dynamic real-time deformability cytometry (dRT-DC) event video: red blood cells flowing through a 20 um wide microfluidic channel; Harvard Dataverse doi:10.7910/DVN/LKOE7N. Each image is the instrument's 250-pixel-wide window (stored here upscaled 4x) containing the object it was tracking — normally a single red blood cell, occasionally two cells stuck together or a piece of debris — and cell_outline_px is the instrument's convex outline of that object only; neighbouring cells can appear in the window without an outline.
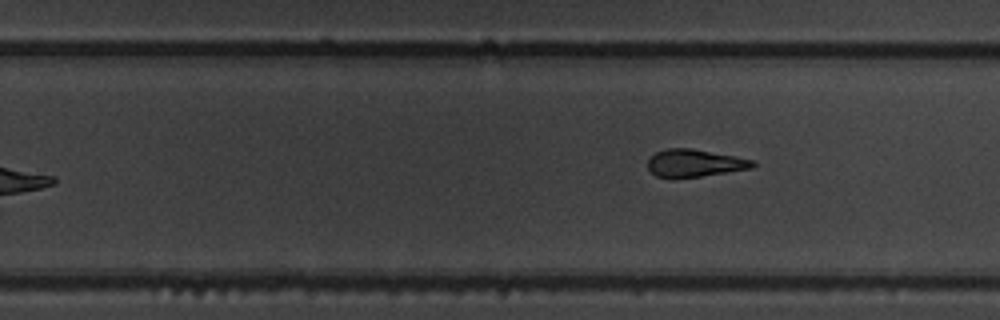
{"species": "common noctule bat (a hibernating species)", "species_latin": "Nyctalus noctula", "temperature_condition": "warm", "stored_images_in_passage": 11, "camera_frame_rate_fps": 3000, "um_per_image_px": 0.085, "animal": {"sex": "male", "body_mass_g": 19.5, "forearm_length_mm": 54.6}, "frame": {"image": 1, "passage_image": 11, "time_ms": 3.333, "image_size_px": [1000, 320], "cell_outline_px": [[756, 164], [752, 168], [700, 176], [672, 180], [656, 176], [648, 168], [648, 160], [656, 152], [668, 148], [692, 148], [752, 160]], "centroid_in_image_um": [58.98, 13.89], "position_along_channel_um": 270.8, "area_um2": 16.82}}